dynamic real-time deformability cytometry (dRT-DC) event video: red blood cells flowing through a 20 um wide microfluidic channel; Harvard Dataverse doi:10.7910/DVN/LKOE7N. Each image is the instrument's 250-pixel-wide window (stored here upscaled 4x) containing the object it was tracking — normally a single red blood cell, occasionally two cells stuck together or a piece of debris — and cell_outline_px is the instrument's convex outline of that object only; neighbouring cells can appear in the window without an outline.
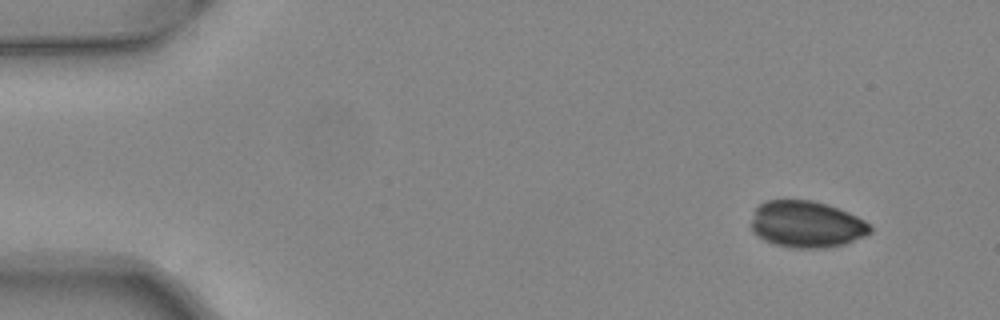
{"species": "common noctule bat (a hibernating species)", "species_latin": "Nyctalus noctula", "temperature_condition": "warm", "stored_images_in_passage": 47, "camera_frame_rate_fps": 3000, "um_per_image_px": 0.085, "animal": {"sex": "female", "body_mass_g": 24.6, "forearm_length_mm": 56.2}, "frame": {"image": 1, "passage_image": 1, "time_ms": 0.0, "image_size_px": [1000, 320], "cell_outline_px": [[872, 232], [844, 244], [820, 248], [796, 248], [776, 244], [764, 240], [756, 236], [752, 228], [752, 220], [756, 208], [764, 200], [812, 200], [848, 212], [864, 220], [872, 228]], "centroid_in_image_um": [68.54, 19.06], "position_along_channel_um": 16.5, "area_um2": 31.96}}